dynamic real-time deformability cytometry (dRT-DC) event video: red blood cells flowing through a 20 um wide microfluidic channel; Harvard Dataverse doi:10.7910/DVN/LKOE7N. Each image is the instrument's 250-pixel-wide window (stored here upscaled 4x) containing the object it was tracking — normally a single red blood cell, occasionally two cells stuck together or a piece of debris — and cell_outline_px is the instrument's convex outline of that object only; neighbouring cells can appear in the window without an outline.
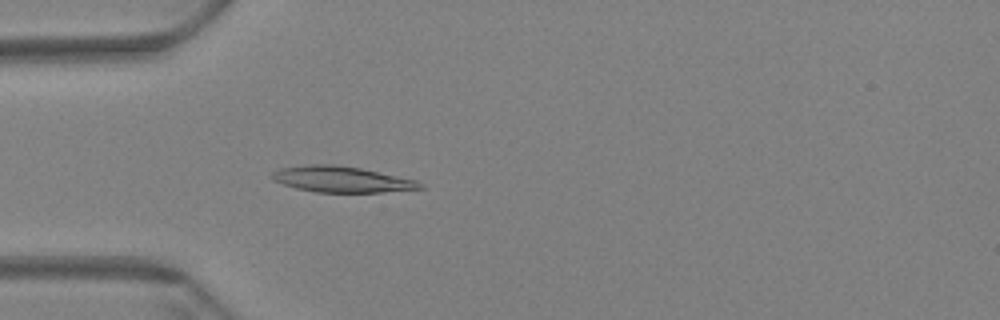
{"species": "Egyptian fruit bat (a non-hibernating species)", "species_latin": "Rousettus aegyptiacus", "temperature_condition": "warm", "stored_images_in_passage": 60, "camera_frame_rate_fps": 3000, "um_per_image_px": 0.085, "animal": {"sex": "female"}, "frame": {"image": 1, "passage_image": 18, "time_ms": 5.667, "image_size_px": [1000, 320], "cell_outline_px": [[424, 188], [380, 192], [316, 192], [296, 188], [272, 180], [272, 172], [280, 168], [308, 164], [336, 164], [360, 168], [416, 180], [424, 184]], "centroid_in_image_um": [29.02, 15.23], "position_along_channel_um": 56.0, "area_um2": 22.25}}
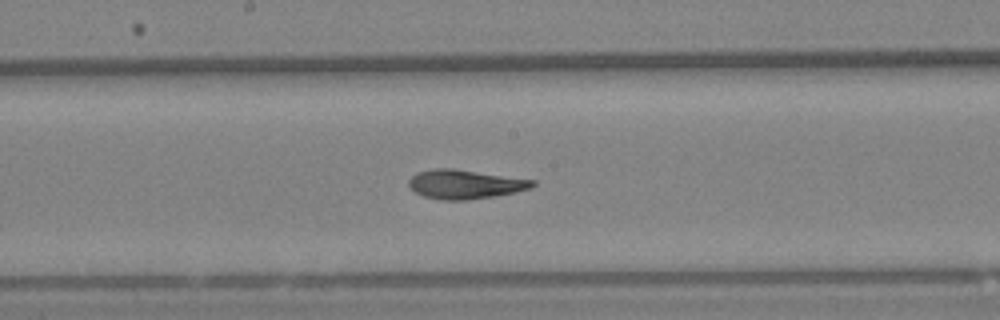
{"frame": {"image": 2, "passage_image": 32, "time_ms": 10.333, "image_size_px": [1000, 320], "cell_outline_px": [[536, 184], [532, 188], [516, 192], [468, 200], [440, 200], [424, 196], [416, 192], [408, 184], [408, 180], [416, 172], [432, 168], [452, 168], [536, 180]], "centroid_in_image_um": [39.53, 15.65], "position_along_channel_um": 208.7, "area_um2": 21.04}}
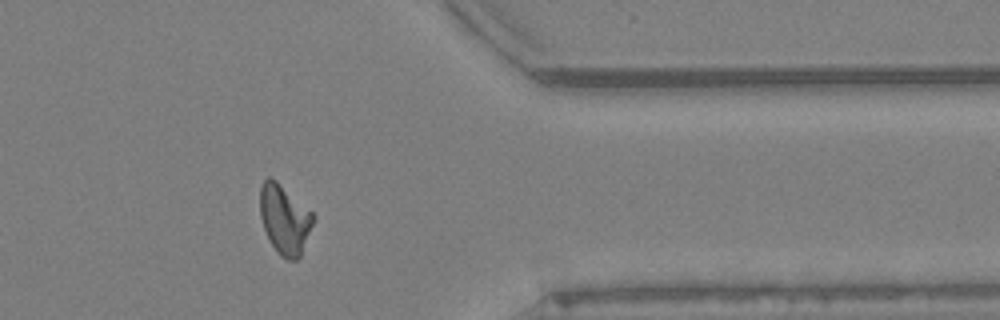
{"frame": {"image": 3, "passage_image": 49, "time_ms": 16.0, "image_size_px": [1000, 320], "cell_outline_px": [[316, 216], [300, 256], [296, 260], [288, 260], [280, 256], [276, 252], [264, 228], [260, 216], [260, 188], [264, 180], [268, 176], [272, 176], [312, 212]], "centroid_in_image_um": [24.18, 18.63], "position_along_channel_um": 387.2, "area_um2": 21.44}, "authors_computed_cell_mechanics": {"area_um2": 21.2704, "velocity_mm_per_s": 3.4076, "shape_relaxation_time_tau1_ms": 10.6216, "shape_relaxation_time_tau2_ms": 2.1639, "deformation_change_tau1": 0.271, "deformation_change_tau2": 0.0839}}